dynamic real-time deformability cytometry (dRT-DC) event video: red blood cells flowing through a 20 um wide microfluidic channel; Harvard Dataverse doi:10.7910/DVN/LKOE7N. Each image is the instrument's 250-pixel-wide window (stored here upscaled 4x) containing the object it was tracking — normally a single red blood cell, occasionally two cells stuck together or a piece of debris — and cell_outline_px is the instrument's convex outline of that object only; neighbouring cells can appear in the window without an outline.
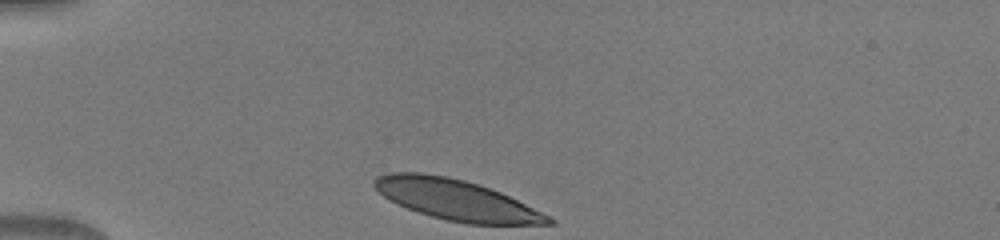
{"species": "human", "species_latin": "Homo sapiens", "temperature_condition": "warm", "stored_images_in_passage": 32, "camera_frame_rate_fps": 3000, "um_per_image_px": 0.085, "donor": {"sex": "male"}, "frame": {"image": 1, "passage_image": 1, "time_ms": 0.0, "image_size_px": [1000, 240], "cell_outline_px": [[556, 224], [468, 224], [448, 220], [432, 216], [408, 208], [384, 196], [372, 184], [372, 180], [376, 176], [392, 172], [420, 172], [448, 176], [464, 180], [500, 192], [556, 220]], "centroid_in_image_um": [38.75, 16.97], "position_along_channel_um": 46.2, "area_um2": 40.4}}
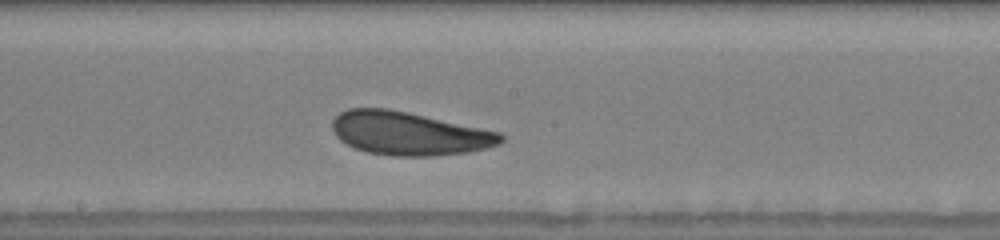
{"frame": {"image": 2, "passage_image": 16, "time_ms": 5.0, "image_size_px": [1000, 240], "cell_outline_px": [[504, 140], [500, 144], [468, 152], [432, 156], [392, 156], [368, 152], [356, 148], [340, 140], [332, 132], [332, 120], [340, 112], [348, 108], [388, 108], [408, 112], [500, 132], [504, 136]], "centroid_in_image_um": [34.75, 11.34], "position_along_channel_um": 213.5, "area_um2": 42.54}}
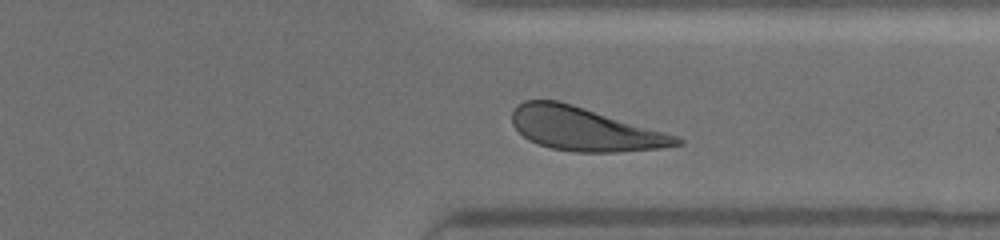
{"frame": {"image": 3, "passage_image": 27, "time_ms": 8.667, "image_size_px": [1000, 240], "cell_outline_px": [[684, 144], [660, 148], [616, 152], [576, 152], [552, 148], [528, 140], [512, 124], [512, 112], [524, 100], [556, 100], [572, 104], [664, 132], [676, 136], [684, 140]], "centroid_in_image_um": [49.68, 10.97], "position_along_channel_um": 361.7, "area_um2": 41.04}}